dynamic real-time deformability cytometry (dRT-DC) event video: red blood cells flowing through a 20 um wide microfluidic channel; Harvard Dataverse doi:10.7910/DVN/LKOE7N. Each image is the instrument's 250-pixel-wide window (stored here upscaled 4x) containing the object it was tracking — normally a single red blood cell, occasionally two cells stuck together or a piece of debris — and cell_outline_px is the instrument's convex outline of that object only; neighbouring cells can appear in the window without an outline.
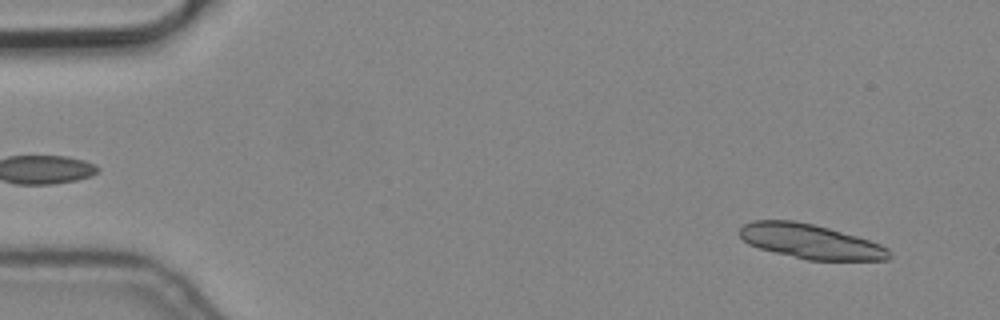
{"species": "common noctule bat (a hibernating species)", "species_latin": "Nyctalus noctula", "temperature_condition": "cold", "stored_images_in_passage": 4, "camera_frame_rate_fps": 3000, "um_per_image_px": 0.085, "animal": {"sex": "male", "body_mass_g": 19.2, "forearm_length_mm": 51.8}, "frame": {"image": 1, "passage_image": 1, "time_ms": 0.0, "image_size_px": [1000, 320], "cell_outline_px": [[892, 256], [888, 260], [808, 260], [760, 248], [748, 244], [740, 236], [740, 228], [744, 224], [752, 220], [796, 220], [828, 228], [856, 236], [880, 244], [888, 248], [892, 252]], "centroid_in_image_um": [68.91, 20.52], "position_along_channel_um": 16.1, "area_um2": 29.94}}